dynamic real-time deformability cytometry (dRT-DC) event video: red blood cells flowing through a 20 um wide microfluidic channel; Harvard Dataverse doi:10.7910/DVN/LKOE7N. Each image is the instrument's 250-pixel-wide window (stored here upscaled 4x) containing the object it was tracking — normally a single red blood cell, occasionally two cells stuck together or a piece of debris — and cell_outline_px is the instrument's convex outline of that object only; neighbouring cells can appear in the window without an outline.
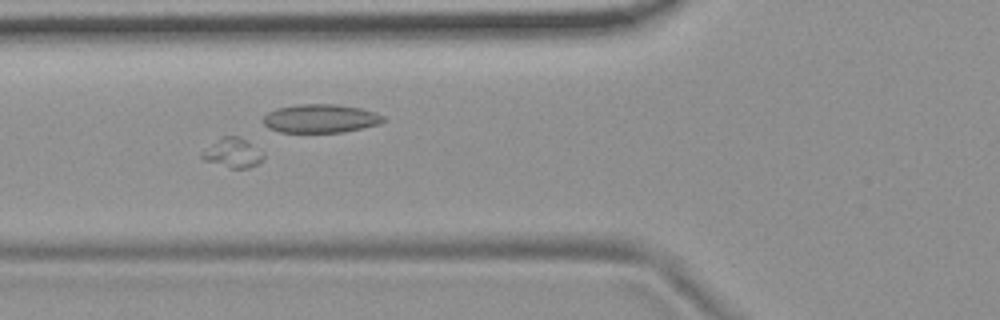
{"species": "common noctule bat (a hibernating species)", "species_latin": "Nyctalus noctula", "temperature_condition": "room temperature", "stored_images_in_passage": 55, "camera_frame_rate_fps": 3000, "um_per_image_px": 0.085, "animal": {"sex": "female", "body_mass_g": 19.9}, "frame": {"image": 1, "passage_image": 20, "time_ms": 6.333, "image_size_px": [1000, 320], "cell_outline_px": [[264, 156], [256, 164], [248, 168], [232, 168], [204, 160], [200, 156], [200, 152], [220, 136], [240, 136], [248, 140], [264, 152]], "centroid_in_image_um": [19.77, 12.96], "position_along_channel_um": 106.0, "area_um2": 10.69}}
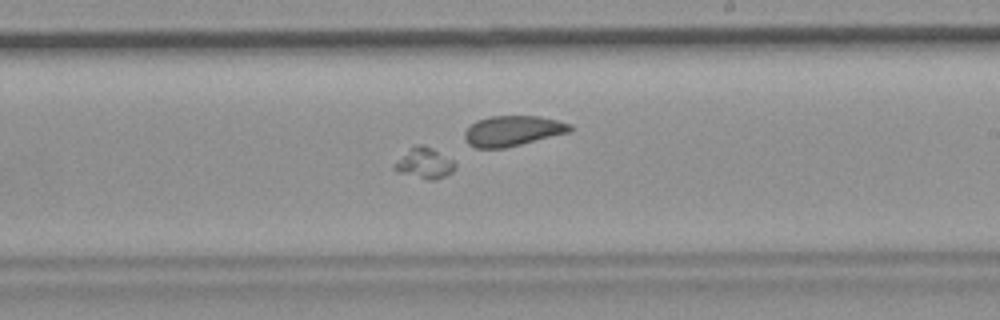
{"frame": {"image": 2, "passage_image": 32, "time_ms": 10.333, "image_size_px": [1000, 320], "cell_outline_px": [[456, 168], [452, 172], [436, 180], [428, 180], [396, 172], [392, 168], [392, 164], [416, 144], [424, 144], [432, 148], [452, 160], [456, 164]], "centroid_in_image_um": [36.06, 13.89], "position_along_channel_um": 252.9, "area_um2": 10.87}}
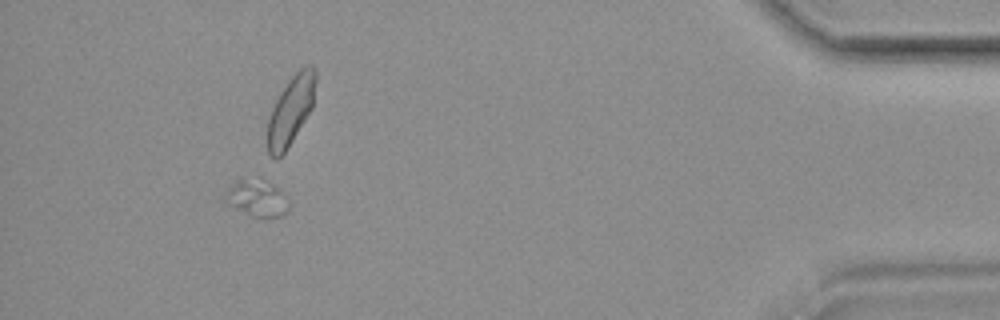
{"frame": {"image": 3, "passage_image": 50, "time_ms": 16.333, "image_size_px": [1000, 320], "cell_outline_px": [[288, 212], [284, 216], [264, 220], [260, 220], [224, 204], [224, 196], [236, 180], [264, 180], [272, 184], [276, 188], [288, 204]], "centroid_in_image_um": [21.81, 16.95], "position_along_channel_um": 413.4, "area_um2": 13.58}}